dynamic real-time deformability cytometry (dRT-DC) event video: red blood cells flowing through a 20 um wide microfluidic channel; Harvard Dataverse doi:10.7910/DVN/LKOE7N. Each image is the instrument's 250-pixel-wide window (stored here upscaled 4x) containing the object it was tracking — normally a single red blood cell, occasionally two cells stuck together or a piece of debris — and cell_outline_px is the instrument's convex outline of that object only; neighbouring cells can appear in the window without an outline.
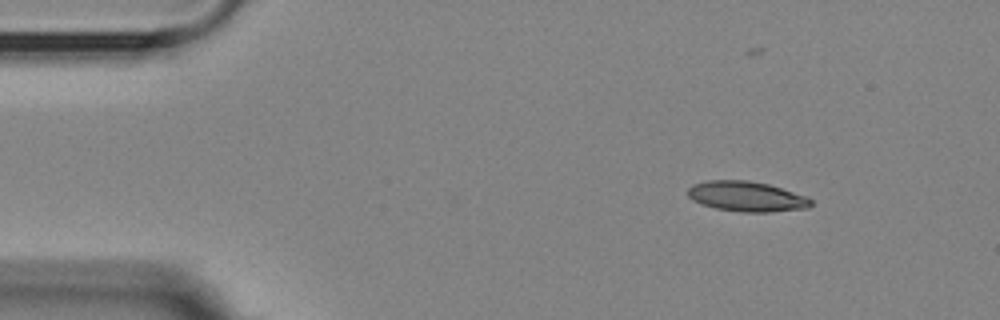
{"species": "Egyptian fruit bat (a non-hibernating species)", "species_latin": "Rousettus aegyptiacus", "temperature_condition": "room temperature", "stored_images_in_passage": 3, "camera_frame_rate_fps": 3000, "um_per_image_px": 0.085, "animal": {"sex": "female"}, "frame": {"image": 1, "passage_image": 1, "time_ms": 0.0, "image_size_px": [1000, 320], "cell_outline_px": [[812, 204], [808, 208], [768, 212], [740, 212], [716, 208], [692, 200], [688, 196], [688, 188], [692, 184], [708, 180], [748, 180], [768, 184], [808, 196], [812, 200]], "centroid_in_image_um": [63.48, 16.69], "position_along_channel_um": 21.5, "area_um2": 21.68}}
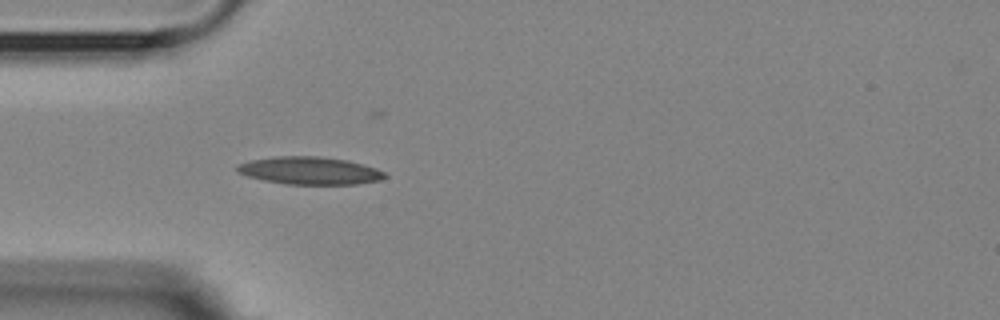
{"frame": {"image": 2, "passage_image": 3, "time_ms": 3.0, "image_size_px": [1000, 320], "cell_outline_px": [[388, 176], [380, 180], [356, 184], [284, 184], [264, 180], [248, 176], [236, 172], [236, 164], [248, 160], [276, 156], [316, 156], [348, 160], [376, 168], [384, 172]], "centroid_in_image_um": [26.29, 14.5], "position_along_channel_um": 58.7, "area_um2": 23.87}}